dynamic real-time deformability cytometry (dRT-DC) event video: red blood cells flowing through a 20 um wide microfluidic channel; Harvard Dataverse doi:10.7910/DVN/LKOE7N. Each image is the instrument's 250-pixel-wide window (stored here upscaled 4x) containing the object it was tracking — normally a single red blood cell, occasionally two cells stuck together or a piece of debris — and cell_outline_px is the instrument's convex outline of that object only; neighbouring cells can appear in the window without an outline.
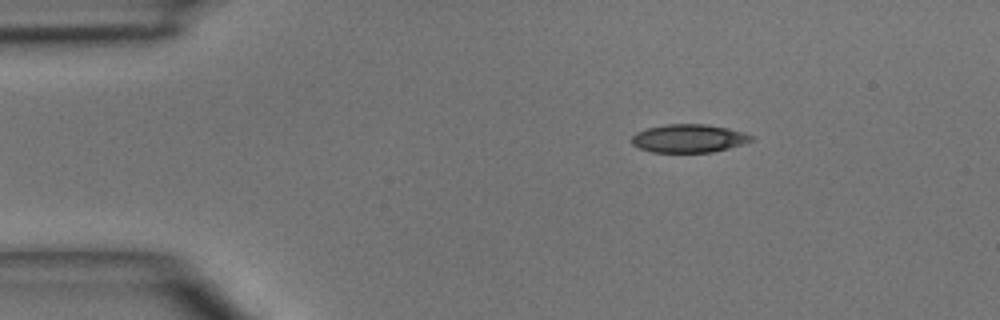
{"species": "common noctule bat (a hibernating species)", "species_latin": "Nyctalus noctula", "temperature_condition": "room temperature", "stored_images_in_passage": 5, "camera_frame_rate_fps": 3000, "um_per_image_px": 0.085, "animal": {"sex": "male", "body_mass_g": 15.6}, "frame": {"image": 1, "passage_image": 1, "time_ms": 0.0, "image_size_px": [1000, 320], "cell_outline_px": [[756, 140], [744, 144], [712, 152], [652, 152], [640, 148], [632, 144], [632, 136], [636, 132], [648, 128], [668, 124], [704, 124], [728, 128], [744, 132], [752, 136]], "centroid_in_image_um": [58.58, 11.76], "position_along_channel_um": 26.4, "area_um2": 19.65}}
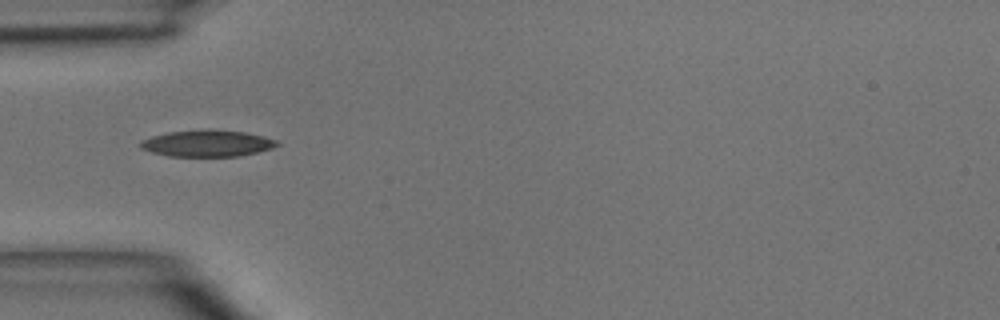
{"frame": {"image": 2, "passage_image": 3, "time_ms": 2.333, "image_size_px": [1000, 320], "cell_outline_px": [[280, 144], [272, 148], [240, 156], [168, 156], [152, 152], [140, 148], [136, 144], [140, 140], [152, 136], [168, 132], [204, 128], [244, 132], [264, 136], [276, 140]], "centroid_in_image_um": [17.56, 12.17], "position_along_channel_um": 67.4, "area_um2": 21.39}}
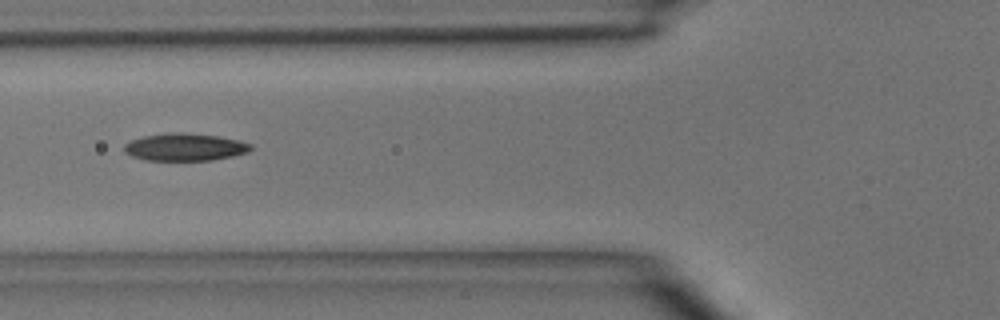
{"frame": {"image": 3, "passage_image": 4, "time_ms": 3.333, "image_size_px": [1000, 320], "cell_outline_px": [[252, 148], [248, 152], [232, 156], [212, 160], [144, 160], [132, 156], [124, 152], [124, 144], [132, 140], [144, 136], [168, 132], [184, 132], [220, 136], [240, 140], [252, 144]], "centroid_in_image_um": [15.73, 12.49], "position_along_channel_um": 110.1, "area_um2": 20.4}}